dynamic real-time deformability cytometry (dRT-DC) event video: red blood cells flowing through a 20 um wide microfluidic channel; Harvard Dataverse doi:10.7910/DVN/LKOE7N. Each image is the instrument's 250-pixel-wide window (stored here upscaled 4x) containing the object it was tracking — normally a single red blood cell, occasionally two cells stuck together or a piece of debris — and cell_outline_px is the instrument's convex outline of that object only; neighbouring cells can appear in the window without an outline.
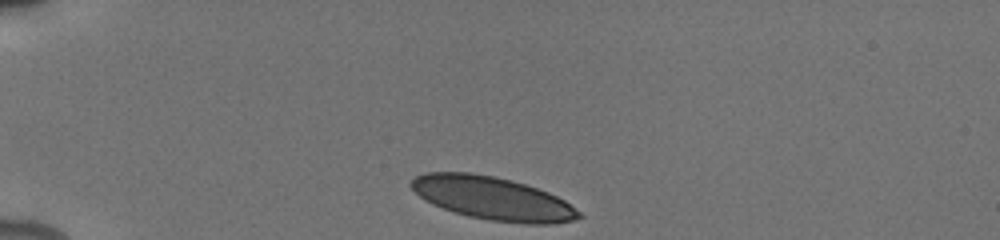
{"species": "human", "species_latin": "Homo sapiens", "temperature_condition": "cold", "stored_images_in_passage": 40, "camera_frame_rate_fps": 3000, "um_per_image_px": 0.085, "donor": {"sex": "male"}, "frame": {"image": 1, "passage_image": 1, "time_ms": 0.0, "image_size_px": [1000, 240], "cell_outline_px": [[584, 216], [572, 220], [552, 224], [524, 224], [488, 220], [468, 216], [432, 204], [424, 200], [408, 184], [416, 176], [424, 172], [472, 172], [496, 176], [512, 180], [548, 192], [564, 200], [580, 212]], "centroid_in_image_um": [41.86, 16.85], "position_along_channel_um": 43.1, "area_um2": 42.14}}
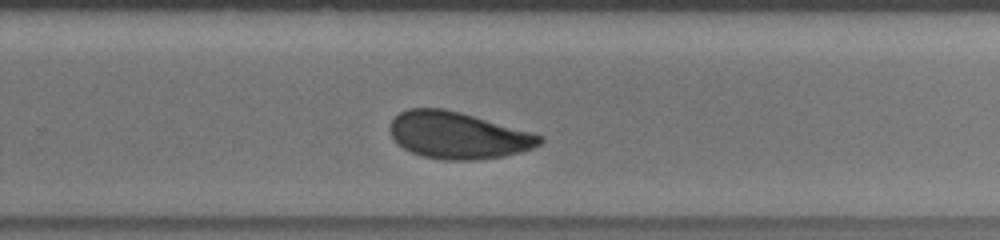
{"frame": {"image": 2, "passage_image": 32, "time_ms": 7.667, "image_size_px": [1000, 240], "cell_outline_px": [[544, 140], [540, 144], [532, 148], [520, 152], [504, 156], [472, 160], [444, 160], [424, 156], [412, 152], [404, 148], [392, 136], [388, 128], [392, 120], [400, 112], [408, 108], [444, 108], [460, 112], [532, 132], [544, 136]], "centroid_in_image_um": [38.94, 11.49], "position_along_channel_um": 290.9, "area_um2": 40.69}}
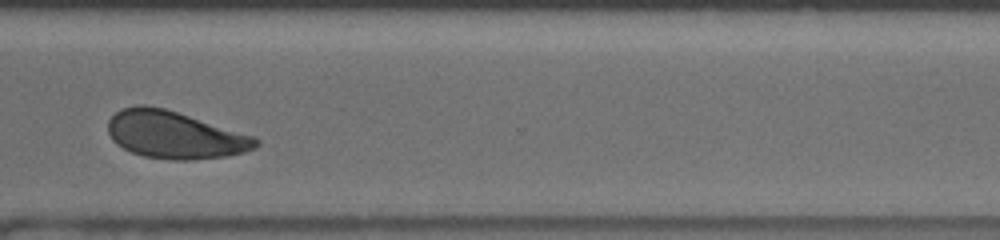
{"frame": {"image": 3, "passage_image": 37, "time_ms": 9.333, "image_size_px": [1000, 240], "cell_outline_px": [[260, 144], [256, 148], [244, 152], [224, 156], [192, 160], [168, 160], [144, 156], [132, 152], [116, 144], [112, 140], [108, 132], [108, 120], [120, 108], [136, 104], [144, 104], [164, 108], [252, 136], [260, 140]], "centroid_in_image_um": [14.8, 11.46], "position_along_channel_um": 355.8, "area_um2": 40.63}, "authors_computed_cell_mechanics": {"area_um2": 42.5986, "velocity_mm_per_s": 3.8666, "shape_relaxation_time_tau1_ms": 3.9157, "shape_relaxation_time_tau2_ms": 1.7734, "deformation_change_tau1": 0.1167, "deformation_change_tau2": 0.0692}}